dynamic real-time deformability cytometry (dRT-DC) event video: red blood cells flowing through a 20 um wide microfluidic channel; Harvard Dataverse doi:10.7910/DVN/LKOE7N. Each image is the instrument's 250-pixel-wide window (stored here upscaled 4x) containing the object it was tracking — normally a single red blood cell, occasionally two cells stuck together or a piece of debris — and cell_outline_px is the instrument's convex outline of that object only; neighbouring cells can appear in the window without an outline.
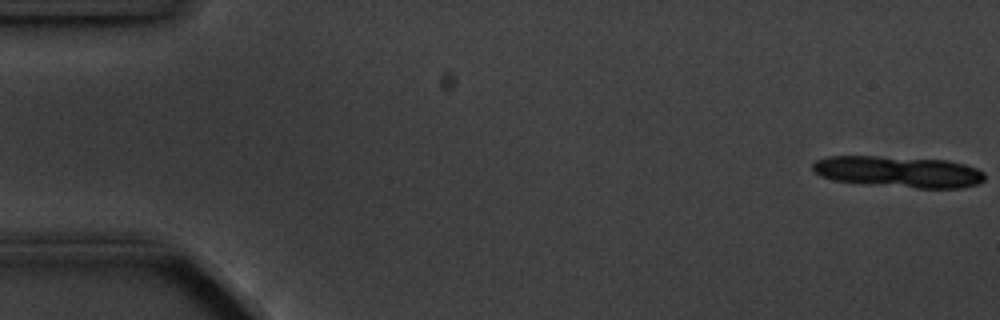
{"species": "common noctule bat (a hibernating species)", "species_latin": "Nyctalus noctula", "temperature_condition": "cold", "stored_images_in_passage": 11, "camera_frame_rate_fps": 3000, "um_per_image_px": 0.085, "animal": {"sex": "male", "body_mass_g": 20.1, "forearm_length_mm": 53.5}, "frame": {"image": 1, "passage_image": 1, "time_ms": 0.0, "image_size_px": [1000, 320], "cell_outline_px": [[984, 180], [976, 184], [960, 188], [916, 188], [864, 184], [832, 180], [820, 176], [812, 168], [812, 164], [816, 160], [828, 156], [876, 156], [948, 160], [964, 164], [976, 168], [984, 172]], "centroid_in_image_um": [76.35, 14.6], "position_along_channel_um": 8.6, "area_um2": 31.5}}